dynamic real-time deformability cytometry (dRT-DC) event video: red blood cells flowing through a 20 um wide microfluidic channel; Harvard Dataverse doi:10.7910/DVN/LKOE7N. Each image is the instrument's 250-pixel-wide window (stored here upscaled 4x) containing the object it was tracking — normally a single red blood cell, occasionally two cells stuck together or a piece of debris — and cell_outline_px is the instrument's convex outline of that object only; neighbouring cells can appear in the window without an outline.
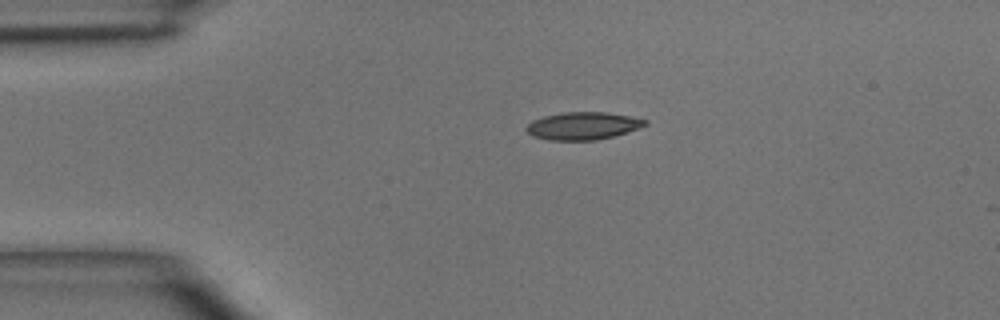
{"species": "common noctule bat (a hibernating species)", "species_latin": "Nyctalus noctula", "temperature_condition": "room temperature", "stored_images_in_passage": 2, "camera_frame_rate_fps": 3000, "um_per_image_px": 0.085, "animal": {"sex": "male", "body_mass_g": 15.6}, "frame": {"image": 1, "passage_image": 1, "time_ms": 0.0, "image_size_px": [1000, 320], "cell_outline_px": [[648, 124], [640, 128], [628, 132], [596, 140], [548, 140], [532, 136], [524, 128], [532, 120], [544, 116], [564, 112], [604, 112], [628, 116], [648, 120]], "centroid_in_image_um": [49.54, 10.7], "position_along_channel_um": 35.5, "area_um2": 19.07}}